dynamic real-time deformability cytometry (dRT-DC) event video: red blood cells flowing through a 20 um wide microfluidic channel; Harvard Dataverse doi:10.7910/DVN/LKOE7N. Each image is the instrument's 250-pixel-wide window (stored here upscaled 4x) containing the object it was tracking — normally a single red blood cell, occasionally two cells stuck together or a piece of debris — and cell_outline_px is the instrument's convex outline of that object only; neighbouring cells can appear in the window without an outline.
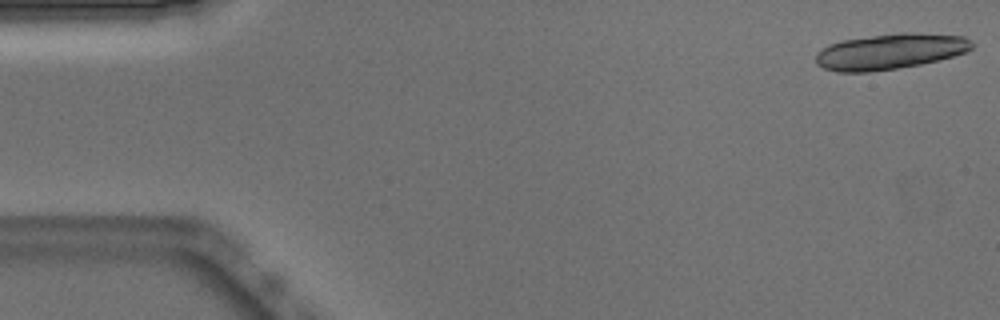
{"species": "Egyptian fruit bat (a non-hibernating species)", "species_latin": "Rousettus aegyptiacus", "temperature_condition": "warm", "stored_images_in_passage": 17, "camera_frame_rate_fps": 3000, "um_per_image_px": 0.085, "animal": {"sex": "male"}, "frame": {"image": 1, "passage_image": 1, "time_ms": 0.0, "image_size_px": [1000, 320], "cell_outline_px": [[972, 48], [964, 52], [952, 56], [920, 64], [896, 68], [868, 72], [836, 72], [824, 68], [816, 64], [816, 52], [828, 44], [844, 40], [896, 32], [912, 32], [964, 36], [972, 44]], "centroid_in_image_um": [75.6, 4.37], "position_along_channel_um": 9.4, "area_um2": 32.25}}